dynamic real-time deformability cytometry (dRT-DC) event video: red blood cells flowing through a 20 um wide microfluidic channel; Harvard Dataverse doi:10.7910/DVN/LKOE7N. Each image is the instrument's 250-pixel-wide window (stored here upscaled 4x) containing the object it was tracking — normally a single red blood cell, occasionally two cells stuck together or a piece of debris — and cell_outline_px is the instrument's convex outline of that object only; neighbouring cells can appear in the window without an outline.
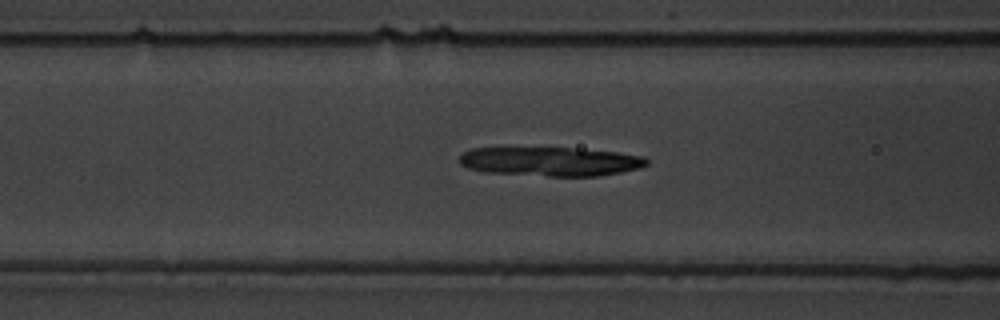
{"species": "common noctule bat (a hibernating species)", "species_latin": "Nyctalus noctula", "temperature_condition": "warm", "stored_images_in_passage": 55, "camera_frame_rate_fps": 3000, "um_per_image_px": 0.085, "animal": {"sex": "male", "body_mass_g": 19.5, "forearm_length_mm": 54.6}, "frame": {"image": 1, "passage_image": 21, "time_ms": 6.667, "image_size_px": [1000, 320], "cell_outline_px": [[648, 164], [640, 168], [600, 176], [548, 176], [484, 172], [468, 168], [460, 164], [460, 156], [464, 152], [472, 148], [572, 148], [616, 152], [644, 156], [648, 160]], "centroid_in_image_um": [46.8, 13.73], "position_along_channel_um": 119.8, "area_um2": 31.67}}
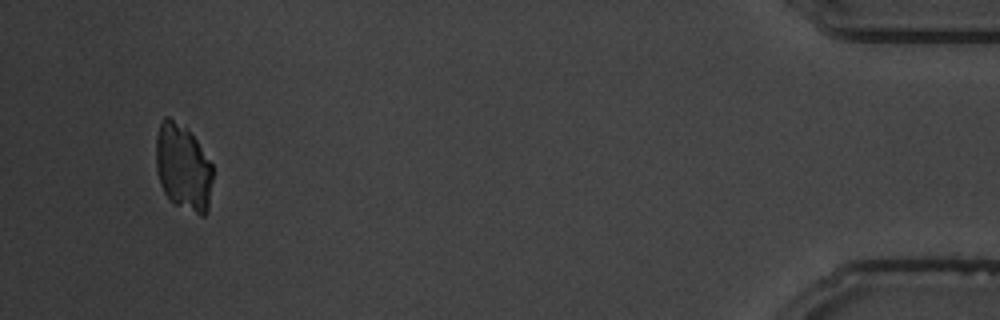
{"frame": {"image": 2, "passage_image": 52, "time_ms": 17.0, "image_size_px": [1000, 320], "cell_outline_px": [[212, 180], [208, 212], [204, 216], [200, 216], [172, 204], [164, 192], [160, 184], [156, 168], [156, 136], [160, 120], [164, 116], [168, 116], [184, 128], [196, 140], [212, 164]], "centroid_in_image_um": [15.55, 14.28], "position_along_channel_um": 419.7, "area_um2": 28.78}}